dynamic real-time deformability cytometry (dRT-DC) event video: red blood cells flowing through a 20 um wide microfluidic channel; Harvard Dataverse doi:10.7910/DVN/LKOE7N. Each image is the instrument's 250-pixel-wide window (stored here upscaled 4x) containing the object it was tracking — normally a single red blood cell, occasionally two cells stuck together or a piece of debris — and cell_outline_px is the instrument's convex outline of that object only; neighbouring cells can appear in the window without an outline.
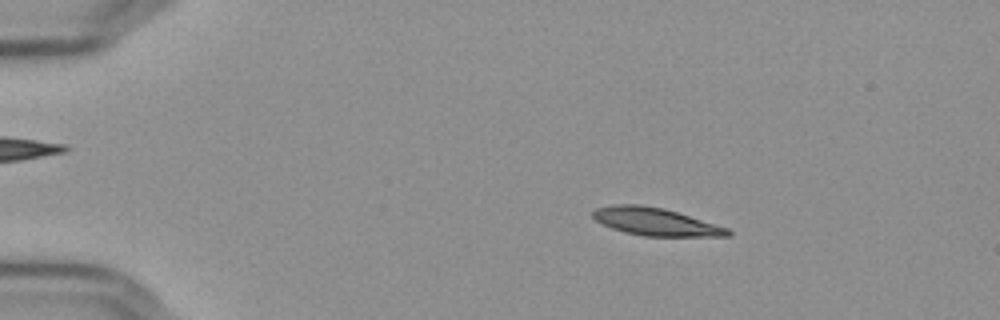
{"species": "Egyptian fruit bat (a non-hibernating species)", "species_latin": "Rousettus aegyptiacus", "temperature_condition": "cold", "stored_images_in_passage": 56, "camera_frame_rate_fps": 3000, "um_per_image_px": 0.085, "frame": {"image": 1, "passage_image": 10, "time_ms": 3.0, "image_size_px": [1000, 320], "cell_outline_px": [[732, 232], [728, 236], [644, 236], [624, 232], [600, 224], [592, 216], [592, 212], [596, 208], [612, 204], [640, 204], [664, 208], [728, 228]], "centroid_in_image_um": [55.67, 18.84], "position_along_channel_um": 29.3, "area_um2": 21.73}}
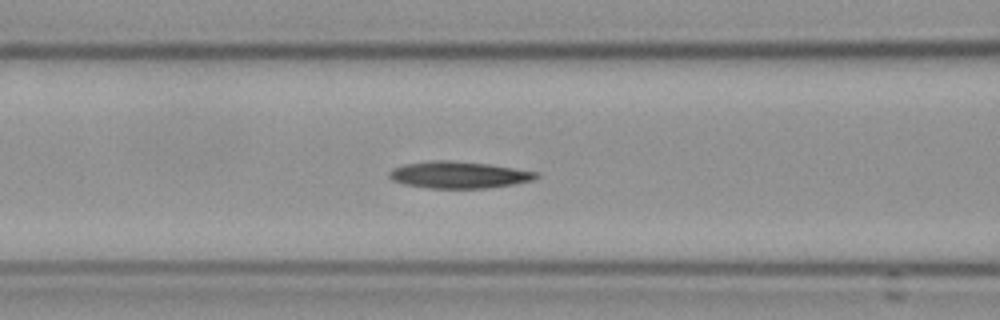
{"frame": {"image": 2, "passage_image": 24, "time_ms": 7.667, "image_size_px": [1000, 320], "cell_outline_px": [[540, 176], [532, 180], [512, 184], [488, 188], [428, 188], [404, 184], [392, 180], [388, 176], [388, 172], [392, 168], [404, 164], [432, 160], [448, 160], [488, 164], [536, 172]], "centroid_in_image_um": [38.93, 14.86], "position_along_channel_um": 127.7, "area_um2": 22.83}}
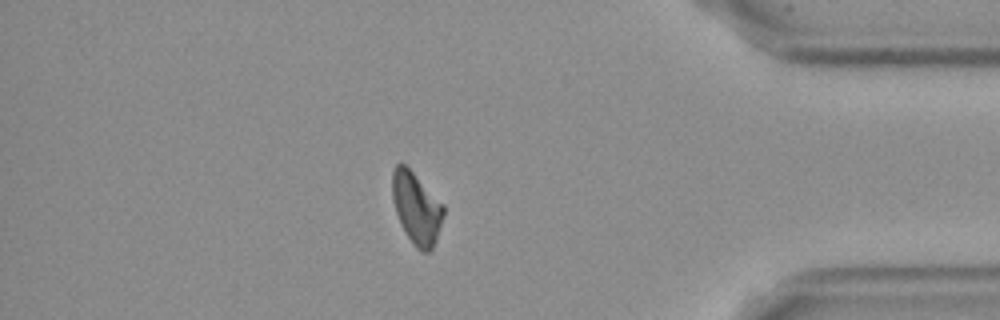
{"frame": {"image": 3, "passage_image": 49, "time_ms": 16.0, "image_size_px": [1000, 320], "cell_outline_px": [[444, 216], [436, 240], [432, 248], [428, 252], [420, 252], [412, 244], [400, 224], [392, 200], [392, 172], [396, 164], [404, 164], [444, 204]], "centroid_in_image_um": [35.4, 17.72], "position_along_channel_um": 399.8, "area_um2": 21.39}}